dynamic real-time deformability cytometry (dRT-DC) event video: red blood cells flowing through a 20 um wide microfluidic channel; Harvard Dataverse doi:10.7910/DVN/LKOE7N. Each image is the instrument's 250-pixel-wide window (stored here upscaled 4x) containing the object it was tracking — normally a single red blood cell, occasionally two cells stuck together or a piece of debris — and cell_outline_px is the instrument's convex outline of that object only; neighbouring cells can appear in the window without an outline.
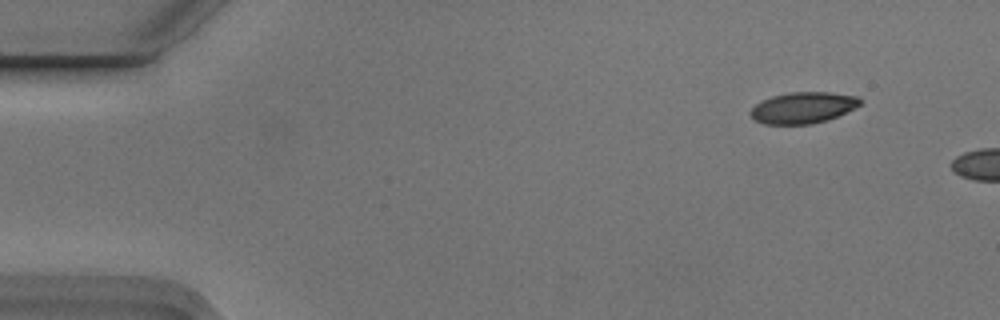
{"species": "Egyptian fruit bat (a non-hibernating species)", "species_latin": "Rousettus aegyptiacus", "temperature_condition": "cold", "stored_images_in_passage": 3, "camera_frame_rate_fps": 3000, "um_per_image_px": 0.085, "animal": {"sex": "male"}, "frame": {"image": 1, "passage_image": 1, "time_ms": 0.0, "image_size_px": [1000, 320], "cell_outline_px": [[864, 100], [860, 104], [836, 116], [824, 120], [808, 124], [764, 124], [756, 120], [748, 112], [756, 104], [772, 96], [788, 92], [832, 92], [860, 96]], "centroid_in_image_um": [68.26, 9.13], "position_along_channel_um": 16.7, "area_um2": 19.77}}